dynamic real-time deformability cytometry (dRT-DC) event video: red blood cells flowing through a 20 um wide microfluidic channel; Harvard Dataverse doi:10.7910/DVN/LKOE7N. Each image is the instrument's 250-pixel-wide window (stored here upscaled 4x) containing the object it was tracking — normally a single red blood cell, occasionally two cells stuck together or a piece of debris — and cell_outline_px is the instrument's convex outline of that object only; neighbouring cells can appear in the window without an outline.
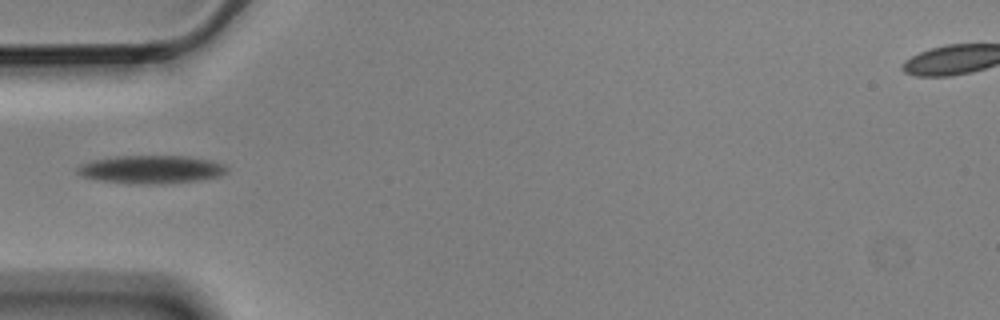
{"species": "Egyptian fruit bat (a non-hibernating species)", "species_latin": "Rousettus aegyptiacus", "temperature_condition": "cold", "stored_images_in_passage": 1, "camera_frame_rate_fps": 3000, "um_per_image_px": 0.085, "animal": {"sex": "male"}, "frame": {"image": 1, "passage_image": 1, "time_ms": 0.0, "image_size_px": [1000, 320], "cell_outline_px": [[228, 172], [220, 176], [200, 180], [152, 184], [148, 184], [100, 180], [80, 176], [76, 172], [76, 168], [80, 164], [92, 160], [116, 156], [188, 156], [212, 160], [224, 164], [228, 168]], "centroid_in_image_um": [12.87, 14.38], "position_along_channel_um": 72.1, "area_um2": 24.45}}